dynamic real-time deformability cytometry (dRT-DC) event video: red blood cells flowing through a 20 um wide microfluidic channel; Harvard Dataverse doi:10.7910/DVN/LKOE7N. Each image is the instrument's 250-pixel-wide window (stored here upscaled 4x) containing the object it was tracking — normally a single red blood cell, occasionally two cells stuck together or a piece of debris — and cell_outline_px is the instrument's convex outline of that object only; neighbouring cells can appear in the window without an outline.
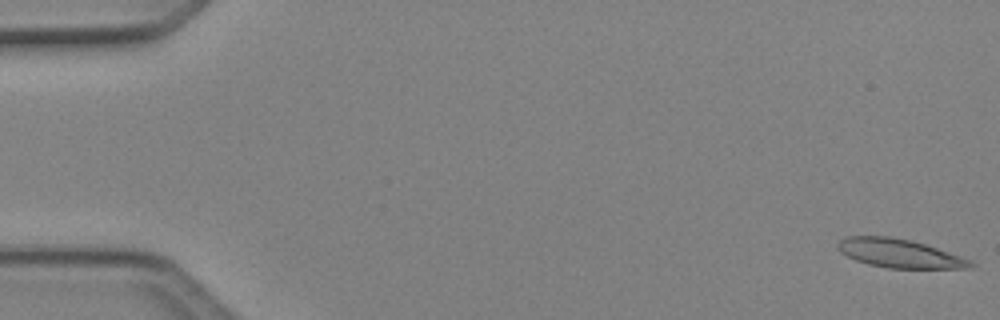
{"species": "Egyptian fruit bat (a non-hibernating species)", "species_latin": "Rousettus aegyptiacus", "temperature_condition": "cold", "stored_images_in_passage": 13, "camera_frame_rate_fps": 3000, "um_per_image_px": 0.085, "animal": {"sex": "female"}, "frame": {"image": 1, "passage_image": 1, "time_ms": 0.0, "image_size_px": [1000, 320], "cell_outline_px": [[976, 264], [972, 268], [888, 268], [868, 264], [856, 260], [840, 252], [836, 248], [836, 244], [840, 240], [848, 236], [892, 236], [924, 244], [972, 260]], "centroid_in_image_um": [76.44, 21.54], "position_along_channel_um": 8.6, "area_um2": 22.08}}